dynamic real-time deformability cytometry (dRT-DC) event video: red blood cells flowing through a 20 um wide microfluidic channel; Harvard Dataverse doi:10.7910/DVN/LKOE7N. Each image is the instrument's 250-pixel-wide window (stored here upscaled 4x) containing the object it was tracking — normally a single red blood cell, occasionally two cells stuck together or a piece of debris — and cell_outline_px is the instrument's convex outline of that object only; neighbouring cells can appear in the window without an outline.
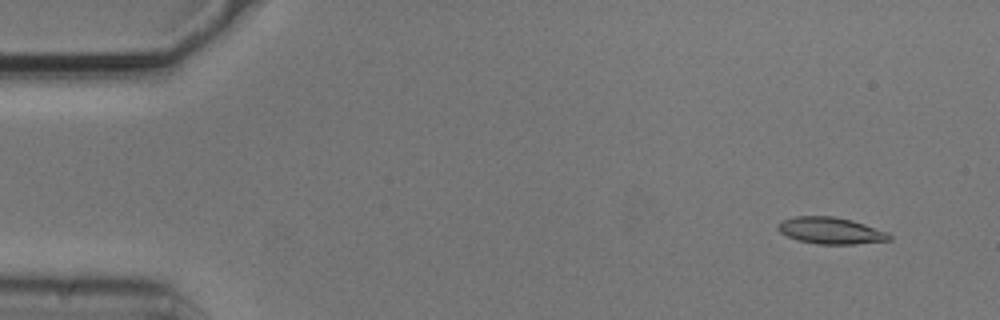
{"species": "common noctule bat (a hibernating species)", "species_latin": "Nyctalus noctula", "temperature_condition": "cold", "stored_images_in_passage": 54, "camera_frame_rate_fps": 3000, "um_per_image_px": 0.085, "animal": {"sex": "male", "body_mass_g": 20.5, "forearm_length_mm": 52.5}, "frame": {"image": 1, "passage_image": 4, "time_ms": 1.0, "image_size_px": [1000, 320], "cell_outline_px": [[892, 240], [856, 244], [816, 244], [796, 240], [780, 232], [776, 228], [776, 224], [780, 220], [796, 216], [832, 216], [852, 220], [888, 232], [892, 236]], "centroid_in_image_um": [70.58, 19.6], "position_along_channel_um": 14.4, "area_um2": 17.51}}
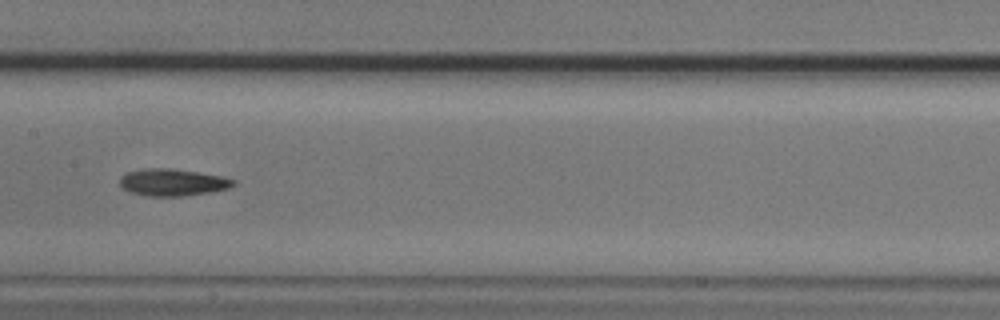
{"frame": {"image": 2, "passage_image": 27, "time_ms": 8.667, "image_size_px": [1000, 320], "cell_outline_px": [[236, 184], [228, 188], [208, 192], [180, 196], [148, 196], [128, 192], [120, 184], [120, 176], [128, 172], [144, 168], [172, 168], [220, 176], [236, 180]], "centroid_in_image_um": [14.64, 15.49], "position_along_channel_um": 192.8, "area_um2": 17.74}}
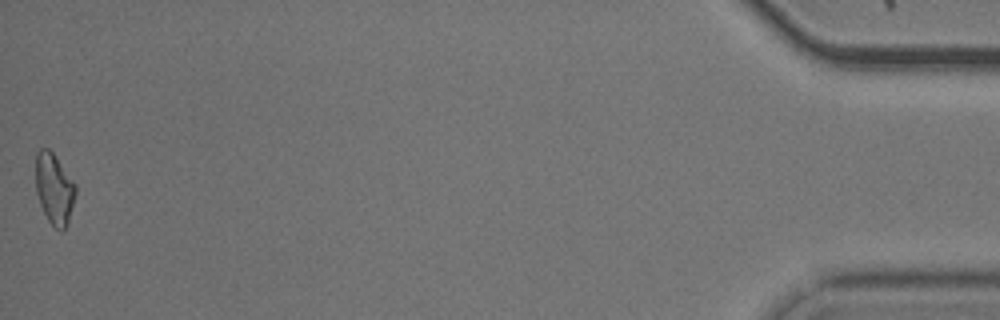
{"frame": {"image": 3, "passage_image": 54, "time_ms": 17.667, "image_size_px": [1000, 320], "cell_outline_px": [[76, 192], [68, 224], [60, 232], [48, 220], [40, 204], [36, 192], [36, 152], [40, 148], [48, 148], [52, 152], [76, 184]], "centroid_in_image_um": [4.61, 16.04], "position_along_channel_um": 430.6, "area_um2": 16.42}, "authors_computed_cell_mechanics": {"area_um2": 16.7909, "velocity_mm_per_s": 3.7217, "shape_relaxation_time_tau1_ms": 4.5545, "shape_relaxation_time_tau2_ms": null, "deformation_change_tau1": 0.1222, "deformation_change_tau2": null}}